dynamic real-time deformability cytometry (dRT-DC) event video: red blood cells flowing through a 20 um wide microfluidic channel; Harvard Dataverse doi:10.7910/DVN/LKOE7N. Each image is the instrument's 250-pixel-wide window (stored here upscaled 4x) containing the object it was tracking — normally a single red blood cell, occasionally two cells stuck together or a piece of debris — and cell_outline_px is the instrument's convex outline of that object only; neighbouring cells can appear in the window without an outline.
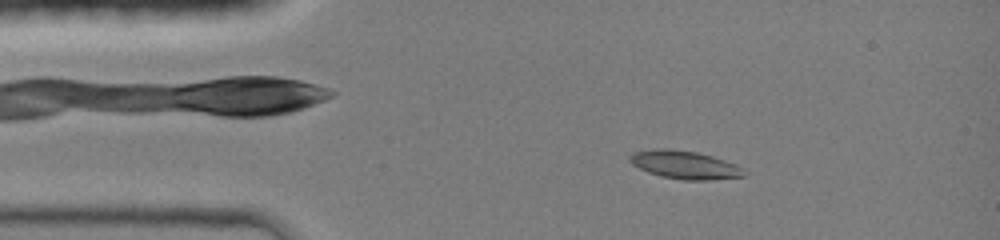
{"species": "common noctule bat (a hibernating species)", "species_latin": "Nyctalus noctula", "temperature_condition": "room temperature", "stored_images_in_passage": 45, "camera_frame_rate_fps": 3000, "um_per_image_px": 0.085, "animal": {"sex": "female", "body_mass_g": 19.0, "forearm_length_mm": 51.5}, "frame": {"image": 1, "passage_image": 7, "time_ms": 2.0, "image_size_px": [1000, 240], "cell_outline_px": [[748, 176], [708, 180], [684, 180], [660, 176], [648, 172], [632, 164], [628, 160], [628, 156], [632, 152], [656, 148], [668, 148], [696, 152], [712, 156], [736, 164], [744, 168], [748, 172]], "centroid_in_image_um": [58.22, 14.01], "position_along_channel_um": 26.8, "area_um2": 19.02}}
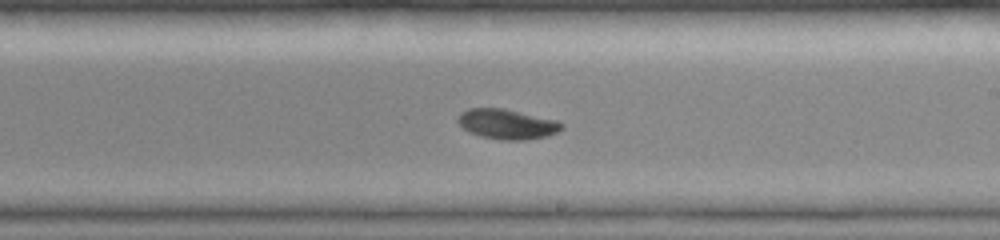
{"frame": {"image": 2, "passage_image": 26, "time_ms": 8.333, "image_size_px": [1000, 240], "cell_outline_px": [[564, 128], [548, 136], [524, 140], [500, 140], [480, 136], [468, 132], [456, 120], [460, 112], [468, 108], [504, 108], [556, 120], [564, 124]], "centroid_in_image_um": [43.09, 10.55], "position_along_channel_um": 245.9, "area_um2": 18.26}}
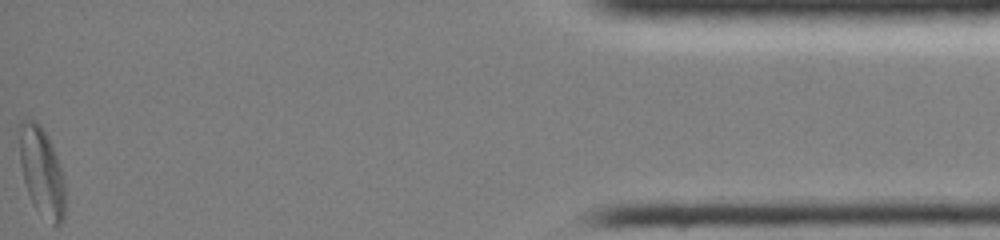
{"frame": {"image": 3, "passage_image": 45, "time_ms": 14.667, "image_size_px": [1000, 240], "cell_outline_px": [[64, 220], [60, 224], [52, 224], [32, 204], [24, 180], [20, 164], [20, 120], [36, 120], [40, 124], [48, 136], [52, 144], [64, 176]], "centroid_in_image_um": [3.56, 14.58], "position_along_channel_um": 431.6, "area_um2": 23.52}, "authors_computed_cell_mechanics": {"area_um2": 18.6116, "velocity_mm_per_s": 4.2129, "shape_relaxation_time_tau1_ms": 3.0604, "shape_relaxation_time_tau2_ms": null, "deformation_change_tau1": 0.1342, "deformation_change_tau2": null}}